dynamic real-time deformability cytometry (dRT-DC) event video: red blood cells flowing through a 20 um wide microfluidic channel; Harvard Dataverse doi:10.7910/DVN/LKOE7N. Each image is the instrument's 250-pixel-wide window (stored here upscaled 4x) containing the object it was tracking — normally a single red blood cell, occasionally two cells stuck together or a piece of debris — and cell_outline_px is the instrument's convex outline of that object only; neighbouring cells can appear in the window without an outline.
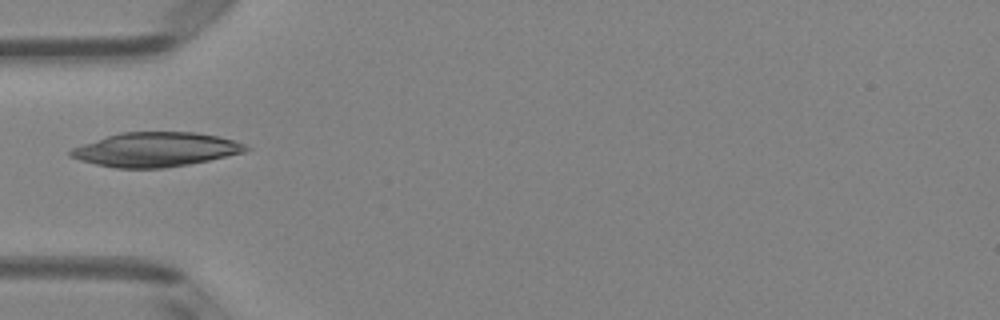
{"species": "Egyptian fruit bat (a non-hibernating species)", "species_latin": "Rousettus aegyptiacus", "temperature_condition": "room temperature", "stored_images_in_passage": 34, "camera_frame_rate_fps": 3000, "um_per_image_px": 0.085, "animal": {"sex": "female"}, "frame": {"image": 1, "passage_image": 1, "time_ms": 0.0, "image_size_px": [1000, 320], "cell_outline_px": [[252, 148], [244, 152], [208, 160], [188, 164], [164, 168], [116, 168], [96, 164], [80, 160], [68, 156], [68, 152], [72, 148], [120, 132], [196, 132], [216, 136], [232, 140], [244, 144]], "centroid_in_image_um": [13.22, 12.71], "position_along_channel_um": 71.8, "area_um2": 34.68}}
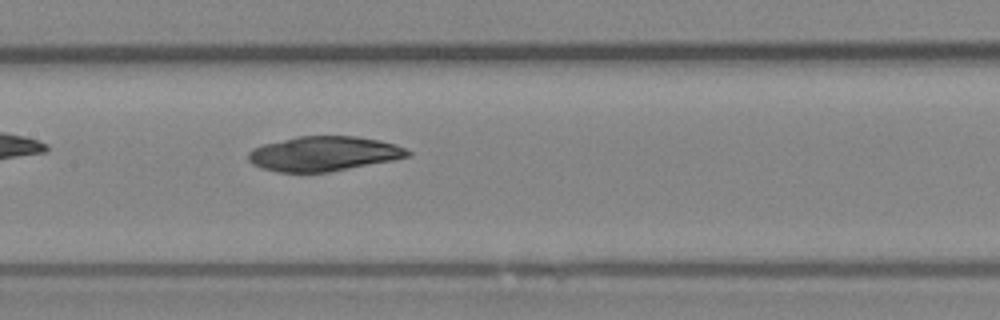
{"frame": {"image": 2, "passage_image": 9, "time_ms": 2.667, "image_size_px": [1000, 320], "cell_outline_px": [[412, 156], [392, 160], [328, 172], [276, 172], [260, 168], [252, 164], [248, 160], [248, 152], [252, 148], [264, 144], [296, 136], [356, 136], [380, 140], [396, 144], [412, 152]], "centroid_in_image_um": [27.5, 13.06], "position_along_channel_um": 179.9, "area_um2": 32.37}}
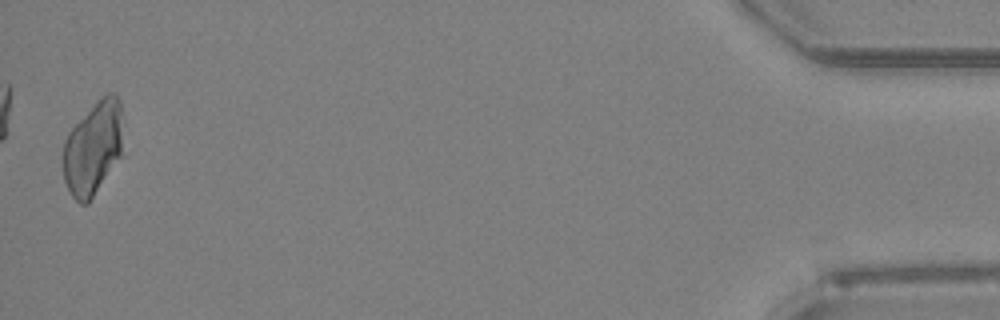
{"frame": {"image": 3, "passage_image": 34, "time_ms": 11.0, "image_size_px": [1000, 320], "cell_outline_px": [[124, 156], [88, 204], [80, 204], [72, 196], [64, 180], [64, 140], [68, 132], [100, 96], [108, 92], [112, 92], [120, 100], [124, 116]], "centroid_in_image_um": [8.01, 12.57], "position_along_channel_um": 427.2, "area_um2": 33.99}}